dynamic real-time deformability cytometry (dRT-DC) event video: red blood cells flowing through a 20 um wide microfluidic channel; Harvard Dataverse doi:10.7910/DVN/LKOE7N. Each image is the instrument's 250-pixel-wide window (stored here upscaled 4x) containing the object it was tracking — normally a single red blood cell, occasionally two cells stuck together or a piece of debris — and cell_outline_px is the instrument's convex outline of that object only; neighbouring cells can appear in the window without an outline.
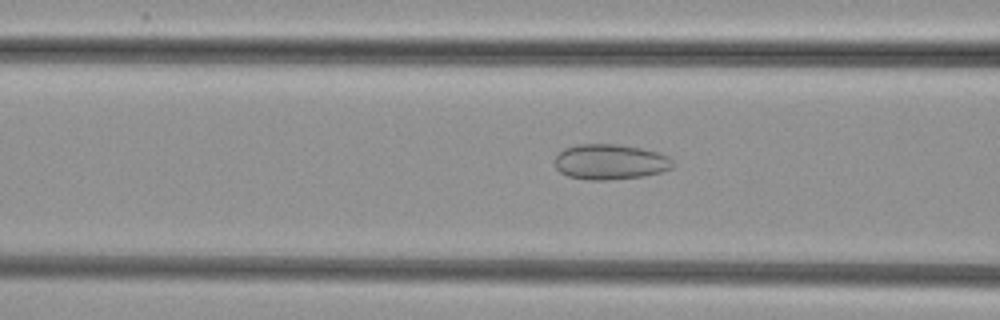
{"species": "common noctule bat (a hibernating species)", "species_latin": "Nyctalus noctula", "temperature_condition": "cold", "stored_images_in_passage": 40, "camera_frame_rate_fps": 3000, "um_per_image_px": 0.085, "animal": {"sex": "female", "body_mass_g": 29.2, "forearm_length_mm": 56.3}, "frame": {"image": 1, "passage_image": 11, "time_ms": 3.333, "image_size_px": [1000, 320], "cell_outline_px": [[676, 164], [672, 168], [660, 172], [644, 176], [608, 180], [588, 180], [568, 176], [560, 172], [556, 168], [556, 156], [564, 148], [576, 144], [616, 144], [640, 148], [656, 152], [668, 156]], "centroid_in_image_um": [51.87, 13.76], "position_along_channel_um": 114.7, "area_um2": 24.33}}
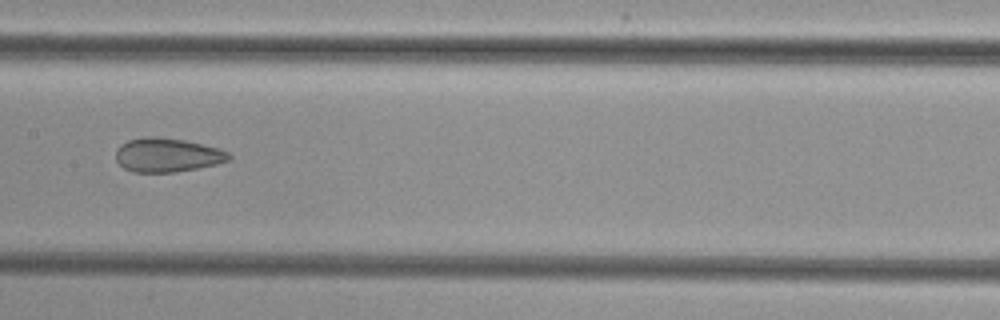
{"frame": {"image": 2, "passage_image": 17, "time_ms": 5.333, "image_size_px": [1000, 320], "cell_outline_px": [[232, 160], [216, 164], [176, 172], [132, 172], [124, 168], [116, 160], [116, 148], [120, 144], [128, 140], [144, 136], [156, 136], [184, 140], [220, 148], [228, 152], [232, 156]], "centroid_in_image_um": [14.22, 13.17], "position_along_channel_um": 193.2, "area_um2": 22.6}}
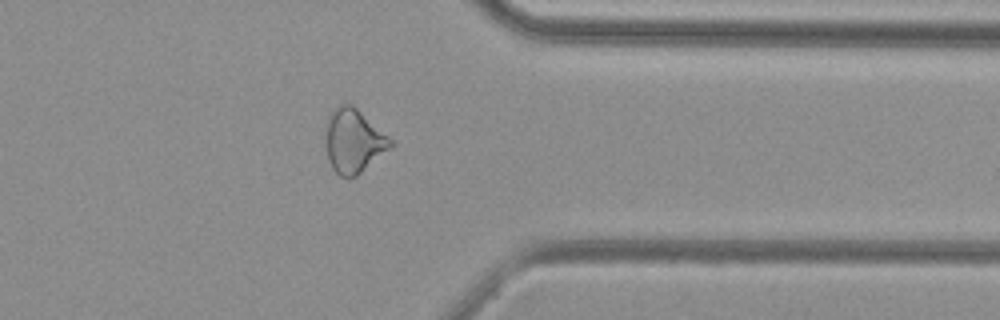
{"frame": {"image": 3, "passage_image": 32, "time_ms": 10.333, "image_size_px": [1000, 320], "cell_outline_px": [[396, 144], [392, 148], [356, 176], [348, 180], [340, 176], [332, 168], [328, 160], [324, 144], [324, 124], [332, 112], [340, 104], [352, 104], [388, 136]], "centroid_in_image_um": [30.03, 12.01], "position_along_channel_um": 381.4, "area_um2": 24.62}}